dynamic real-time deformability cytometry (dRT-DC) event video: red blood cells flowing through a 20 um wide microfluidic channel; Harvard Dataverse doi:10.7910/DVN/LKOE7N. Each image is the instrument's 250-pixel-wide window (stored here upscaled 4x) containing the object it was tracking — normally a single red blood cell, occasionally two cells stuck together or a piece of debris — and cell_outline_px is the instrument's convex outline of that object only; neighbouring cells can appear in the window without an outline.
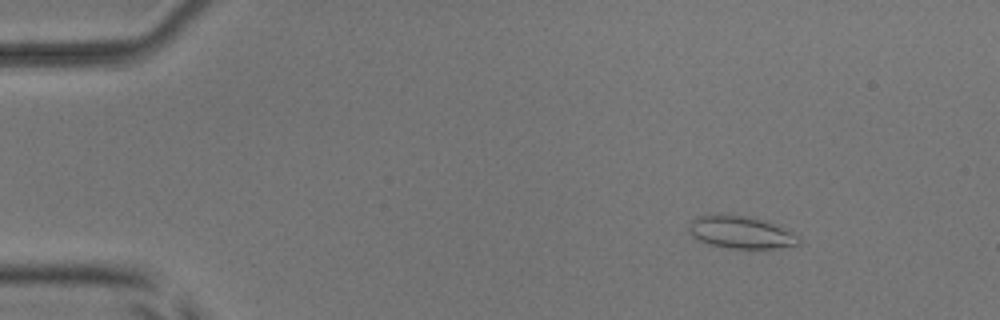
{"species": "common noctule bat (a hibernating species)", "species_latin": "Nyctalus noctula", "temperature_condition": "room temperature", "stored_images_in_passage": 49, "camera_frame_rate_fps": 3000, "um_per_image_px": 0.085, "animal": {"sex": "male", "body_mass_g": 17.9, "forearm_length_mm": 54.2}, "frame": {"image": 1, "passage_image": 3, "time_ms": 0.667, "image_size_px": [1000, 320], "cell_outline_px": [[800, 244], [776, 248], [728, 248], [708, 244], [692, 236], [688, 228], [692, 220], [700, 216], [748, 216], [764, 220], [776, 224], [796, 236], [800, 240]], "centroid_in_image_um": [62.98, 19.77], "position_along_channel_um": 22.0, "area_um2": 20.11}}
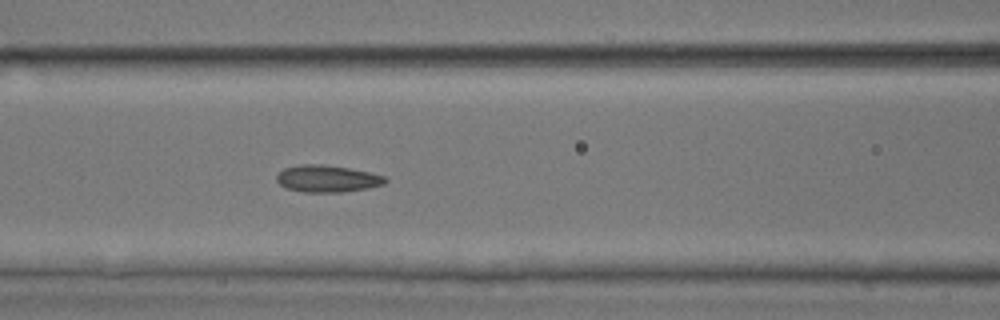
{"frame": {"image": 2, "passage_image": 19, "time_ms": 6.0, "image_size_px": [1000, 320], "cell_outline_px": [[388, 180], [384, 184], [368, 188], [340, 192], [304, 192], [284, 188], [276, 180], [276, 176], [284, 168], [300, 164], [320, 164], [348, 168], [368, 172], [384, 176]], "centroid_in_image_um": [27.79, 15.19], "position_along_channel_um": 138.8, "area_um2": 16.99}}
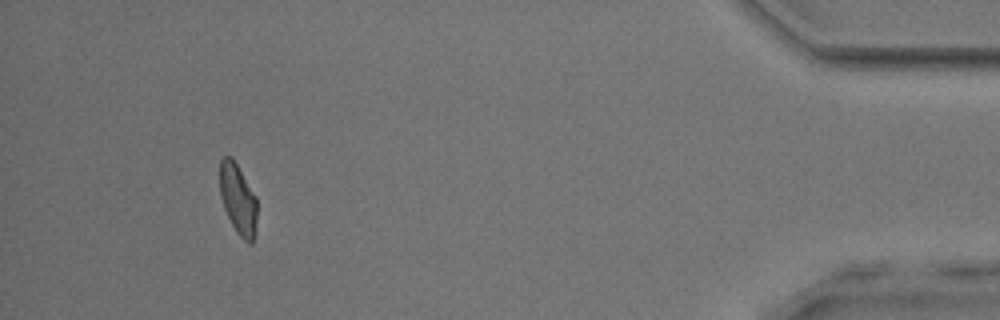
{"frame": {"image": 3, "passage_image": 45, "time_ms": 14.667, "image_size_px": [1000, 320], "cell_outline_px": [[256, 232], [252, 244], [248, 244], [236, 232], [224, 208], [220, 196], [220, 160], [224, 156], [232, 156], [256, 196]], "centroid_in_image_um": [20.23, 16.94], "position_along_channel_um": 415.0, "area_um2": 15.37}, "authors_computed_cell_mechanics": {"area_um2": 16.2996, "velocity_mm_per_s": 3.9277, "shape_relaxation_time_tau1_ms": 3.3718, "shape_relaxation_time_tau2_ms": 0.8758, "deformation_change_tau1": 0.1085, "deformation_change_tau2": 0.0651}}